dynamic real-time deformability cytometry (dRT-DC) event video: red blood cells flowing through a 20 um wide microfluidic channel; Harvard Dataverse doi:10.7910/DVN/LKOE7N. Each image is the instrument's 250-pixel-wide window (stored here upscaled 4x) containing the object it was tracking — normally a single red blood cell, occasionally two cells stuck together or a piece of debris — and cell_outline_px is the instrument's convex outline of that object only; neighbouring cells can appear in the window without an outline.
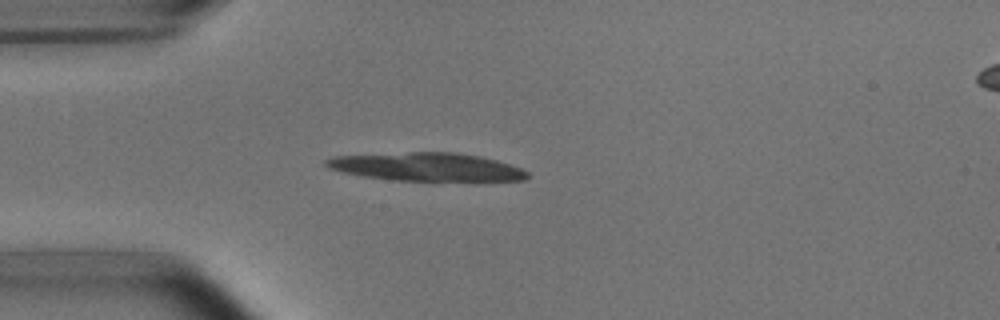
{"species": "common noctule bat (a hibernating species)", "species_latin": "Nyctalus noctula", "temperature_condition": "room temperature", "stored_images_in_passage": 43, "camera_frame_rate_fps": 3000, "um_per_image_px": 0.085, "animal": {"sex": "male", "body_mass_g": 15.6}, "frame": {"image": 1, "passage_image": 13, "time_ms": 4.0, "image_size_px": [1000, 320], "cell_outline_px": [[528, 176], [524, 180], [480, 184], [476, 184], [392, 180], [364, 176], [344, 172], [328, 168], [324, 164], [324, 160], [332, 156], [408, 152], [452, 152], [480, 156], [496, 160], [520, 168], [528, 172]], "centroid_in_image_um": [36.39, 14.24], "position_along_channel_um": 48.6, "area_um2": 34.68}}